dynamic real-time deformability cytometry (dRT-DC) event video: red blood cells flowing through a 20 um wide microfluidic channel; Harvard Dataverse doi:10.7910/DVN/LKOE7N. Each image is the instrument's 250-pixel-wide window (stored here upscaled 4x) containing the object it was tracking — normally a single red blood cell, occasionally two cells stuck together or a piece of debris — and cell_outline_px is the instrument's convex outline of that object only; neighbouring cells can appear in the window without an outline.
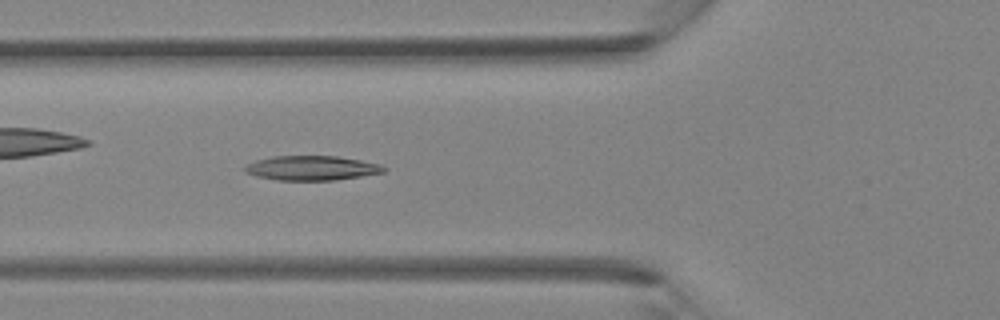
{"species": "Egyptian fruit bat (a non-hibernating species)", "species_latin": "Rousettus aegyptiacus", "temperature_condition": "room temperature", "stored_images_in_passage": 39, "camera_frame_rate_fps": 3000, "um_per_image_px": 0.085, "animal": {"sex": "female"}, "frame": {"image": 1, "passage_image": 14, "time_ms": 4.333, "image_size_px": [1000, 320], "cell_outline_px": [[388, 168], [384, 172], [336, 180], [280, 180], [256, 176], [244, 172], [244, 168], [248, 164], [256, 160], [272, 156], [336, 156], [360, 160], [380, 164]], "centroid_in_image_um": [26.5, 14.28], "position_along_channel_um": 99.3, "area_um2": 19.77}}
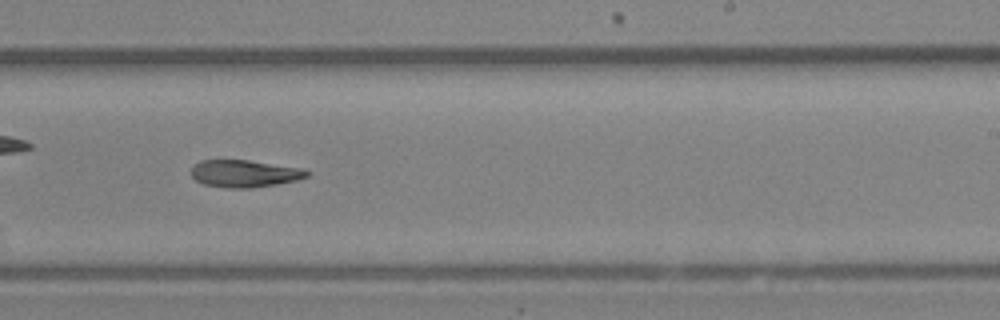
{"frame": {"image": 2, "passage_image": 24, "time_ms": 7.667, "image_size_px": [1000, 320], "cell_outline_px": [[308, 176], [296, 180], [276, 184], [248, 188], [228, 188], [204, 184], [196, 180], [192, 176], [192, 168], [200, 160], [248, 160], [304, 168], [308, 172]], "centroid_in_image_um": [20.79, 14.75], "position_along_channel_um": 268.2, "area_um2": 18.21}}
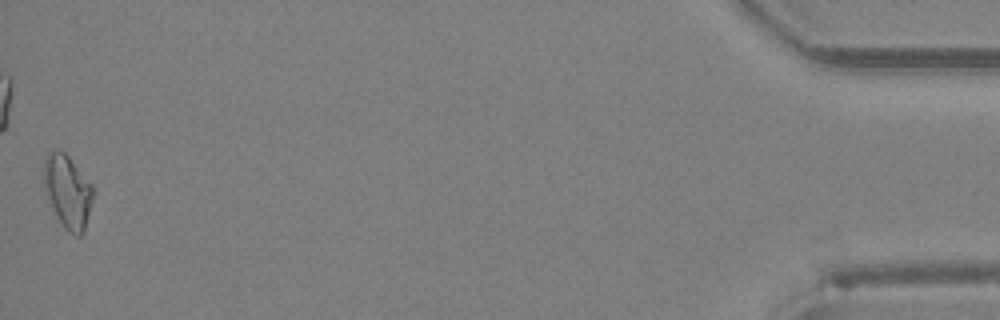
{"frame": {"image": 3, "passage_image": 39, "time_ms": 12.667, "image_size_px": [1000, 320], "cell_outline_px": [[96, 192], [84, 232], [80, 236], [76, 236], [64, 228], [44, 188], [44, 160], [48, 152], [64, 152], [68, 156], [92, 184]], "centroid_in_image_um": [5.81, 16.3], "position_along_channel_um": 429.4, "area_um2": 20.69}}